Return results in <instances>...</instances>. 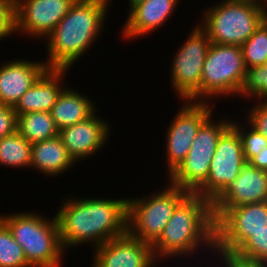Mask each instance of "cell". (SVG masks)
<instances>
[{"instance_id": "cell-18", "label": "cell", "mask_w": 267, "mask_h": 267, "mask_svg": "<svg viewBox=\"0 0 267 267\" xmlns=\"http://www.w3.org/2000/svg\"><path fill=\"white\" fill-rule=\"evenodd\" d=\"M2 63V64H1ZM0 63V104L15 107L48 69L45 61L17 58Z\"/></svg>"}, {"instance_id": "cell-17", "label": "cell", "mask_w": 267, "mask_h": 267, "mask_svg": "<svg viewBox=\"0 0 267 267\" xmlns=\"http://www.w3.org/2000/svg\"><path fill=\"white\" fill-rule=\"evenodd\" d=\"M181 0H146L127 10L121 36L124 40L144 38L166 26L168 20L177 11ZM161 27V28H160ZM146 35V36H145ZM142 36V37H141Z\"/></svg>"}, {"instance_id": "cell-7", "label": "cell", "mask_w": 267, "mask_h": 267, "mask_svg": "<svg viewBox=\"0 0 267 267\" xmlns=\"http://www.w3.org/2000/svg\"><path fill=\"white\" fill-rule=\"evenodd\" d=\"M246 72L240 46L211 43L202 69L201 102L237 98Z\"/></svg>"}, {"instance_id": "cell-11", "label": "cell", "mask_w": 267, "mask_h": 267, "mask_svg": "<svg viewBox=\"0 0 267 267\" xmlns=\"http://www.w3.org/2000/svg\"><path fill=\"white\" fill-rule=\"evenodd\" d=\"M215 228L216 256H231L252 233L267 229V201L230 208Z\"/></svg>"}, {"instance_id": "cell-19", "label": "cell", "mask_w": 267, "mask_h": 267, "mask_svg": "<svg viewBox=\"0 0 267 267\" xmlns=\"http://www.w3.org/2000/svg\"><path fill=\"white\" fill-rule=\"evenodd\" d=\"M67 72L69 69H47L14 107L16 116L28 112H50L66 86Z\"/></svg>"}, {"instance_id": "cell-25", "label": "cell", "mask_w": 267, "mask_h": 267, "mask_svg": "<svg viewBox=\"0 0 267 267\" xmlns=\"http://www.w3.org/2000/svg\"><path fill=\"white\" fill-rule=\"evenodd\" d=\"M246 69L267 63V20L240 46Z\"/></svg>"}, {"instance_id": "cell-22", "label": "cell", "mask_w": 267, "mask_h": 267, "mask_svg": "<svg viewBox=\"0 0 267 267\" xmlns=\"http://www.w3.org/2000/svg\"><path fill=\"white\" fill-rule=\"evenodd\" d=\"M16 131L31 144L58 136L50 112H28L17 115Z\"/></svg>"}, {"instance_id": "cell-6", "label": "cell", "mask_w": 267, "mask_h": 267, "mask_svg": "<svg viewBox=\"0 0 267 267\" xmlns=\"http://www.w3.org/2000/svg\"><path fill=\"white\" fill-rule=\"evenodd\" d=\"M216 2L200 12L202 17L197 22L211 43L241 46L265 20L257 5L232 0Z\"/></svg>"}, {"instance_id": "cell-10", "label": "cell", "mask_w": 267, "mask_h": 267, "mask_svg": "<svg viewBox=\"0 0 267 267\" xmlns=\"http://www.w3.org/2000/svg\"><path fill=\"white\" fill-rule=\"evenodd\" d=\"M165 132V177L185 159L201 125L214 113L216 103L183 100Z\"/></svg>"}, {"instance_id": "cell-34", "label": "cell", "mask_w": 267, "mask_h": 267, "mask_svg": "<svg viewBox=\"0 0 267 267\" xmlns=\"http://www.w3.org/2000/svg\"><path fill=\"white\" fill-rule=\"evenodd\" d=\"M259 8L263 13V17L265 18V20H267V0H262Z\"/></svg>"}, {"instance_id": "cell-26", "label": "cell", "mask_w": 267, "mask_h": 267, "mask_svg": "<svg viewBox=\"0 0 267 267\" xmlns=\"http://www.w3.org/2000/svg\"><path fill=\"white\" fill-rule=\"evenodd\" d=\"M238 97H243L245 101L248 99L247 101L251 102L254 100L267 102V63L247 69Z\"/></svg>"}, {"instance_id": "cell-16", "label": "cell", "mask_w": 267, "mask_h": 267, "mask_svg": "<svg viewBox=\"0 0 267 267\" xmlns=\"http://www.w3.org/2000/svg\"><path fill=\"white\" fill-rule=\"evenodd\" d=\"M91 267H158L152 246L128 232L92 249Z\"/></svg>"}, {"instance_id": "cell-28", "label": "cell", "mask_w": 267, "mask_h": 267, "mask_svg": "<svg viewBox=\"0 0 267 267\" xmlns=\"http://www.w3.org/2000/svg\"><path fill=\"white\" fill-rule=\"evenodd\" d=\"M234 118L235 117L231 120V125L236 129L240 136L244 158L246 162H248L253 156L258 155L264 146H267V139L242 118V116L241 119L245 124L240 118L239 120Z\"/></svg>"}, {"instance_id": "cell-14", "label": "cell", "mask_w": 267, "mask_h": 267, "mask_svg": "<svg viewBox=\"0 0 267 267\" xmlns=\"http://www.w3.org/2000/svg\"><path fill=\"white\" fill-rule=\"evenodd\" d=\"M97 112L98 110L86 120L65 127L58 132V136L75 163L90 157L93 159V156L100 151L102 153L104 146L111 138L112 124Z\"/></svg>"}, {"instance_id": "cell-15", "label": "cell", "mask_w": 267, "mask_h": 267, "mask_svg": "<svg viewBox=\"0 0 267 267\" xmlns=\"http://www.w3.org/2000/svg\"><path fill=\"white\" fill-rule=\"evenodd\" d=\"M267 201V171L246 162L238 177L211 202L215 223L230 209Z\"/></svg>"}, {"instance_id": "cell-33", "label": "cell", "mask_w": 267, "mask_h": 267, "mask_svg": "<svg viewBox=\"0 0 267 267\" xmlns=\"http://www.w3.org/2000/svg\"><path fill=\"white\" fill-rule=\"evenodd\" d=\"M248 162L255 168L267 171V146H264L260 153L253 156Z\"/></svg>"}, {"instance_id": "cell-1", "label": "cell", "mask_w": 267, "mask_h": 267, "mask_svg": "<svg viewBox=\"0 0 267 267\" xmlns=\"http://www.w3.org/2000/svg\"><path fill=\"white\" fill-rule=\"evenodd\" d=\"M63 198L55 217L64 250L91 244L94 249L127 233L128 197Z\"/></svg>"}, {"instance_id": "cell-24", "label": "cell", "mask_w": 267, "mask_h": 267, "mask_svg": "<svg viewBox=\"0 0 267 267\" xmlns=\"http://www.w3.org/2000/svg\"><path fill=\"white\" fill-rule=\"evenodd\" d=\"M230 257L247 264L267 266V229L252 233Z\"/></svg>"}, {"instance_id": "cell-4", "label": "cell", "mask_w": 267, "mask_h": 267, "mask_svg": "<svg viewBox=\"0 0 267 267\" xmlns=\"http://www.w3.org/2000/svg\"><path fill=\"white\" fill-rule=\"evenodd\" d=\"M36 212H0V218L22 247L25 258L32 267H62L66 255L57 219Z\"/></svg>"}, {"instance_id": "cell-2", "label": "cell", "mask_w": 267, "mask_h": 267, "mask_svg": "<svg viewBox=\"0 0 267 267\" xmlns=\"http://www.w3.org/2000/svg\"><path fill=\"white\" fill-rule=\"evenodd\" d=\"M152 251L160 264L171 259H193L197 255L203 258V254L211 256L207 258L209 262L216 258V228L211 201L190 193L174 210L161 236L152 245ZM199 253H203L202 256Z\"/></svg>"}, {"instance_id": "cell-21", "label": "cell", "mask_w": 267, "mask_h": 267, "mask_svg": "<svg viewBox=\"0 0 267 267\" xmlns=\"http://www.w3.org/2000/svg\"><path fill=\"white\" fill-rule=\"evenodd\" d=\"M86 94L74 90L70 84L63 88L50 111L58 130L86 120L98 110L91 94L89 97Z\"/></svg>"}, {"instance_id": "cell-30", "label": "cell", "mask_w": 267, "mask_h": 267, "mask_svg": "<svg viewBox=\"0 0 267 267\" xmlns=\"http://www.w3.org/2000/svg\"><path fill=\"white\" fill-rule=\"evenodd\" d=\"M15 35V2L0 0V41Z\"/></svg>"}, {"instance_id": "cell-5", "label": "cell", "mask_w": 267, "mask_h": 267, "mask_svg": "<svg viewBox=\"0 0 267 267\" xmlns=\"http://www.w3.org/2000/svg\"><path fill=\"white\" fill-rule=\"evenodd\" d=\"M165 186L143 195L128 197L127 232L151 246L161 236L176 207L189 191L165 179Z\"/></svg>"}, {"instance_id": "cell-13", "label": "cell", "mask_w": 267, "mask_h": 267, "mask_svg": "<svg viewBox=\"0 0 267 267\" xmlns=\"http://www.w3.org/2000/svg\"><path fill=\"white\" fill-rule=\"evenodd\" d=\"M76 0H14L15 34L44 40ZM18 33V34H17ZM24 34V35H23Z\"/></svg>"}, {"instance_id": "cell-29", "label": "cell", "mask_w": 267, "mask_h": 267, "mask_svg": "<svg viewBox=\"0 0 267 267\" xmlns=\"http://www.w3.org/2000/svg\"><path fill=\"white\" fill-rule=\"evenodd\" d=\"M252 105L244 108V119L267 139V102L254 101Z\"/></svg>"}, {"instance_id": "cell-20", "label": "cell", "mask_w": 267, "mask_h": 267, "mask_svg": "<svg viewBox=\"0 0 267 267\" xmlns=\"http://www.w3.org/2000/svg\"><path fill=\"white\" fill-rule=\"evenodd\" d=\"M76 164L59 136L32 144L30 170L47 178H57L73 170ZM69 169V170H68ZM57 176V177H56Z\"/></svg>"}, {"instance_id": "cell-23", "label": "cell", "mask_w": 267, "mask_h": 267, "mask_svg": "<svg viewBox=\"0 0 267 267\" xmlns=\"http://www.w3.org/2000/svg\"><path fill=\"white\" fill-rule=\"evenodd\" d=\"M32 144L17 131L0 139V167L30 170Z\"/></svg>"}, {"instance_id": "cell-35", "label": "cell", "mask_w": 267, "mask_h": 267, "mask_svg": "<svg viewBox=\"0 0 267 267\" xmlns=\"http://www.w3.org/2000/svg\"><path fill=\"white\" fill-rule=\"evenodd\" d=\"M144 1H146V0H128L127 2V4H128V9L130 10L131 8H133L135 5H137V4H139V3H142V2H144ZM110 3H112V5H113V2H112V0H110Z\"/></svg>"}, {"instance_id": "cell-36", "label": "cell", "mask_w": 267, "mask_h": 267, "mask_svg": "<svg viewBox=\"0 0 267 267\" xmlns=\"http://www.w3.org/2000/svg\"><path fill=\"white\" fill-rule=\"evenodd\" d=\"M232 1L250 3L259 6L262 0H232Z\"/></svg>"}, {"instance_id": "cell-8", "label": "cell", "mask_w": 267, "mask_h": 267, "mask_svg": "<svg viewBox=\"0 0 267 267\" xmlns=\"http://www.w3.org/2000/svg\"><path fill=\"white\" fill-rule=\"evenodd\" d=\"M189 31L170 59L169 82L180 101L201 102V75L211 41L199 24Z\"/></svg>"}, {"instance_id": "cell-3", "label": "cell", "mask_w": 267, "mask_h": 267, "mask_svg": "<svg viewBox=\"0 0 267 267\" xmlns=\"http://www.w3.org/2000/svg\"><path fill=\"white\" fill-rule=\"evenodd\" d=\"M110 5V0H76L71 5L67 14L43 40L48 69L72 70L70 68L87 55L105 33Z\"/></svg>"}, {"instance_id": "cell-27", "label": "cell", "mask_w": 267, "mask_h": 267, "mask_svg": "<svg viewBox=\"0 0 267 267\" xmlns=\"http://www.w3.org/2000/svg\"><path fill=\"white\" fill-rule=\"evenodd\" d=\"M0 267H32L26 260L22 247L0 218Z\"/></svg>"}, {"instance_id": "cell-9", "label": "cell", "mask_w": 267, "mask_h": 267, "mask_svg": "<svg viewBox=\"0 0 267 267\" xmlns=\"http://www.w3.org/2000/svg\"><path fill=\"white\" fill-rule=\"evenodd\" d=\"M215 116L217 114L214 113V117L212 114L201 125L187 156L167 177V181L190 193H194L207 180L218 139L231 125L232 118L229 115L219 117L220 120Z\"/></svg>"}, {"instance_id": "cell-32", "label": "cell", "mask_w": 267, "mask_h": 267, "mask_svg": "<svg viewBox=\"0 0 267 267\" xmlns=\"http://www.w3.org/2000/svg\"><path fill=\"white\" fill-rule=\"evenodd\" d=\"M216 259H214V262H212L215 264V267H267L264 265L247 264V263L239 262V261L231 258L230 256H217ZM215 262H217V264L218 263L219 264L217 265Z\"/></svg>"}, {"instance_id": "cell-31", "label": "cell", "mask_w": 267, "mask_h": 267, "mask_svg": "<svg viewBox=\"0 0 267 267\" xmlns=\"http://www.w3.org/2000/svg\"><path fill=\"white\" fill-rule=\"evenodd\" d=\"M17 116L14 107L0 104V139L16 131Z\"/></svg>"}, {"instance_id": "cell-12", "label": "cell", "mask_w": 267, "mask_h": 267, "mask_svg": "<svg viewBox=\"0 0 267 267\" xmlns=\"http://www.w3.org/2000/svg\"><path fill=\"white\" fill-rule=\"evenodd\" d=\"M245 163L242 141L230 125L218 139L207 180L194 193L212 202L238 177Z\"/></svg>"}]
</instances>
